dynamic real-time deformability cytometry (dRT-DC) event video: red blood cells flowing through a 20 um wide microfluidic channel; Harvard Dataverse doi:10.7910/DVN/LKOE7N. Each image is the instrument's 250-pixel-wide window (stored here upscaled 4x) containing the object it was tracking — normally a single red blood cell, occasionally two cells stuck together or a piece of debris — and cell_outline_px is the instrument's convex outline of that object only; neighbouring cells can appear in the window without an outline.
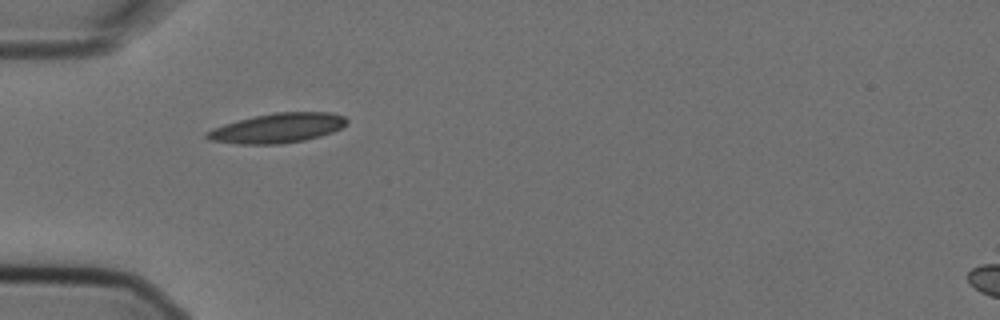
{"species": "Egyptian fruit bat (a non-hibernating species)", "species_latin": "Rousettus aegyptiacus", "temperature_condition": "cold", "stored_images_in_passage": 2, "camera_frame_rate_fps": 3000, "um_per_image_px": 0.085, "animal": {"sex": "female"}, "frame": {"image": 1, "passage_image": 1, "time_ms": 0.0, "image_size_px": [1000, 320], "cell_outline_px": [[348, 120], [340, 128], [332, 132], [320, 136], [304, 140], [280, 144], [236, 144], [208, 140], [204, 136], [204, 132], [212, 128], [224, 124], [272, 112], [332, 112], [344, 116]], "centroid_in_image_um": [23.55, 10.89], "position_along_channel_um": 61.5, "area_um2": 24.16}}